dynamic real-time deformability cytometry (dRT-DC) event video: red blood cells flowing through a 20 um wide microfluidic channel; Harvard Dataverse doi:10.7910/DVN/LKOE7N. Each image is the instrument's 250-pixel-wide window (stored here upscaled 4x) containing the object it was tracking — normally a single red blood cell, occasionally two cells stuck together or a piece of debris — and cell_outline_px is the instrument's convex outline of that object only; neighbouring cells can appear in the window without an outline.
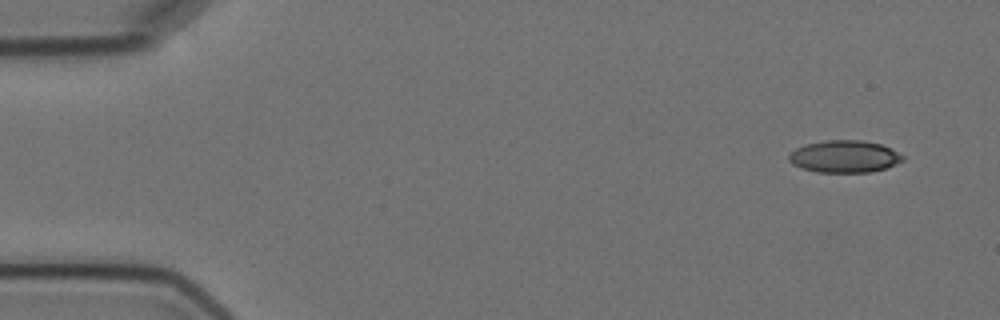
{"species": "Egyptian fruit bat (a non-hibernating species)", "species_latin": "Rousettus aegyptiacus", "temperature_condition": "cold", "stored_images_in_passage": 4, "camera_frame_rate_fps": 3000, "um_per_image_px": 0.085, "animal": {"sex": "female"}, "frame": {"image": 1, "passage_image": 1, "time_ms": 0.0, "image_size_px": [1000, 320], "cell_outline_px": [[904, 160], [884, 168], [868, 172], [816, 172], [792, 164], [788, 160], [788, 156], [796, 148], [808, 144], [824, 140], [864, 140], [880, 144], [904, 156]], "centroid_in_image_um": [71.75, 13.3], "position_along_channel_um": 13.2, "area_um2": 21.04}}
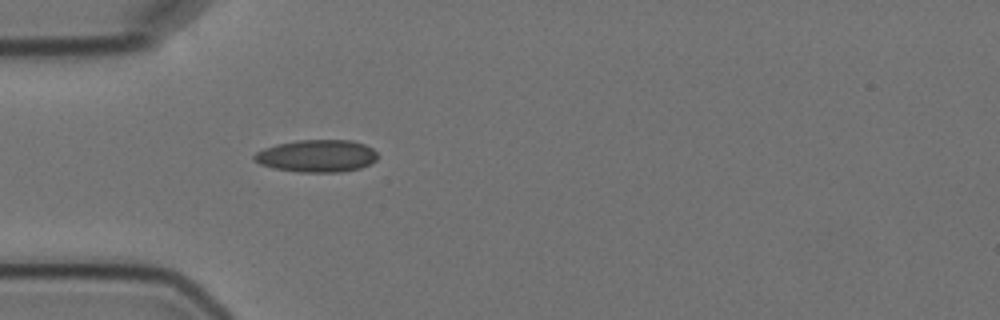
{"frame": {"image": 2, "passage_image": 4, "time_ms": 4.333, "image_size_px": [1000, 320], "cell_outline_px": [[376, 160], [360, 168], [340, 172], [300, 172], [272, 168], [260, 164], [252, 160], [252, 156], [256, 152], [264, 148], [276, 144], [296, 140], [352, 140], [364, 144], [372, 148], [376, 152]], "centroid_in_image_um": [26.88, 13.25], "position_along_channel_um": 58.1, "area_um2": 23.35}}